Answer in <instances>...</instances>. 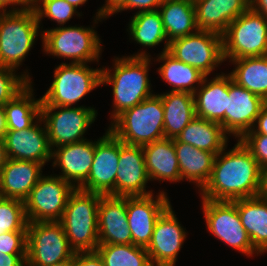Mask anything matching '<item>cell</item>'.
Listing matches in <instances>:
<instances>
[{
    "label": "cell",
    "instance_id": "1",
    "mask_svg": "<svg viewBox=\"0 0 267 266\" xmlns=\"http://www.w3.org/2000/svg\"><path fill=\"white\" fill-rule=\"evenodd\" d=\"M227 146L215 157L211 176L199 192L202 199L233 201L257 195L258 162L240 139L230 151L225 152Z\"/></svg>",
    "mask_w": 267,
    "mask_h": 266
},
{
    "label": "cell",
    "instance_id": "2",
    "mask_svg": "<svg viewBox=\"0 0 267 266\" xmlns=\"http://www.w3.org/2000/svg\"><path fill=\"white\" fill-rule=\"evenodd\" d=\"M146 53L144 50L127 57H115L114 68L102 67L101 85L111 84L113 88L114 110L110 113L111 119L154 95L148 77L151 55Z\"/></svg>",
    "mask_w": 267,
    "mask_h": 266
},
{
    "label": "cell",
    "instance_id": "3",
    "mask_svg": "<svg viewBox=\"0 0 267 266\" xmlns=\"http://www.w3.org/2000/svg\"><path fill=\"white\" fill-rule=\"evenodd\" d=\"M108 129L123 143L143 146L164 136V107L159 94L124 110Z\"/></svg>",
    "mask_w": 267,
    "mask_h": 266
},
{
    "label": "cell",
    "instance_id": "4",
    "mask_svg": "<svg viewBox=\"0 0 267 266\" xmlns=\"http://www.w3.org/2000/svg\"><path fill=\"white\" fill-rule=\"evenodd\" d=\"M102 194L76 188L67 200L59 221L75 252L96 251L98 237V207Z\"/></svg>",
    "mask_w": 267,
    "mask_h": 266
},
{
    "label": "cell",
    "instance_id": "5",
    "mask_svg": "<svg viewBox=\"0 0 267 266\" xmlns=\"http://www.w3.org/2000/svg\"><path fill=\"white\" fill-rule=\"evenodd\" d=\"M84 26H59L41 31L43 51L71 64L99 62L102 44L95 29Z\"/></svg>",
    "mask_w": 267,
    "mask_h": 266
},
{
    "label": "cell",
    "instance_id": "6",
    "mask_svg": "<svg viewBox=\"0 0 267 266\" xmlns=\"http://www.w3.org/2000/svg\"><path fill=\"white\" fill-rule=\"evenodd\" d=\"M40 26L34 9L0 12V65L18 70Z\"/></svg>",
    "mask_w": 267,
    "mask_h": 266
},
{
    "label": "cell",
    "instance_id": "7",
    "mask_svg": "<svg viewBox=\"0 0 267 266\" xmlns=\"http://www.w3.org/2000/svg\"><path fill=\"white\" fill-rule=\"evenodd\" d=\"M87 64L61 63L54 70V80L41 97V106L72 107L96 87L101 86L102 68Z\"/></svg>",
    "mask_w": 267,
    "mask_h": 266
},
{
    "label": "cell",
    "instance_id": "8",
    "mask_svg": "<svg viewBox=\"0 0 267 266\" xmlns=\"http://www.w3.org/2000/svg\"><path fill=\"white\" fill-rule=\"evenodd\" d=\"M222 38L225 61L267 55V18L249 7L228 25Z\"/></svg>",
    "mask_w": 267,
    "mask_h": 266
},
{
    "label": "cell",
    "instance_id": "9",
    "mask_svg": "<svg viewBox=\"0 0 267 266\" xmlns=\"http://www.w3.org/2000/svg\"><path fill=\"white\" fill-rule=\"evenodd\" d=\"M74 254L59 221L27 224L26 266H49L68 260Z\"/></svg>",
    "mask_w": 267,
    "mask_h": 266
},
{
    "label": "cell",
    "instance_id": "10",
    "mask_svg": "<svg viewBox=\"0 0 267 266\" xmlns=\"http://www.w3.org/2000/svg\"><path fill=\"white\" fill-rule=\"evenodd\" d=\"M97 114L93 107L41 106L51 149L86 140L83 135Z\"/></svg>",
    "mask_w": 267,
    "mask_h": 266
},
{
    "label": "cell",
    "instance_id": "11",
    "mask_svg": "<svg viewBox=\"0 0 267 266\" xmlns=\"http://www.w3.org/2000/svg\"><path fill=\"white\" fill-rule=\"evenodd\" d=\"M202 210L206 227L214 237L247 257L259 254L241 223L237 206L232 201L202 199Z\"/></svg>",
    "mask_w": 267,
    "mask_h": 266
},
{
    "label": "cell",
    "instance_id": "12",
    "mask_svg": "<svg viewBox=\"0 0 267 266\" xmlns=\"http://www.w3.org/2000/svg\"><path fill=\"white\" fill-rule=\"evenodd\" d=\"M76 188L59 176H42L24 200L28 223L60 221Z\"/></svg>",
    "mask_w": 267,
    "mask_h": 266
},
{
    "label": "cell",
    "instance_id": "13",
    "mask_svg": "<svg viewBox=\"0 0 267 266\" xmlns=\"http://www.w3.org/2000/svg\"><path fill=\"white\" fill-rule=\"evenodd\" d=\"M168 52L177 60L191 65L205 76L224 62L222 35L198 30L169 42Z\"/></svg>",
    "mask_w": 267,
    "mask_h": 266
},
{
    "label": "cell",
    "instance_id": "14",
    "mask_svg": "<svg viewBox=\"0 0 267 266\" xmlns=\"http://www.w3.org/2000/svg\"><path fill=\"white\" fill-rule=\"evenodd\" d=\"M120 139L109 129L95 143L92 167L87 179L78 187L86 192L116 196V173Z\"/></svg>",
    "mask_w": 267,
    "mask_h": 266
},
{
    "label": "cell",
    "instance_id": "15",
    "mask_svg": "<svg viewBox=\"0 0 267 266\" xmlns=\"http://www.w3.org/2000/svg\"><path fill=\"white\" fill-rule=\"evenodd\" d=\"M170 205L164 191H160L156 197L153 194L126 197L127 220L132 244L147 248L158 218Z\"/></svg>",
    "mask_w": 267,
    "mask_h": 266
},
{
    "label": "cell",
    "instance_id": "16",
    "mask_svg": "<svg viewBox=\"0 0 267 266\" xmlns=\"http://www.w3.org/2000/svg\"><path fill=\"white\" fill-rule=\"evenodd\" d=\"M186 235L170 205L158 218L146 248L152 266H175Z\"/></svg>",
    "mask_w": 267,
    "mask_h": 266
},
{
    "label": "cell",
    "instance_id": "17",
    "mask_svg": "<svg viewBox=\"0 0 267 266\" xmlns=\"http://www.w3.org/2000/svg\"><path fill=\"white\" fill-rule=\"evenodd\" d=\"M267 102L233 81L229 74V95L225 110V133L241 139L250 131Z\"/></svg>",
    "mask_w": 267,
    "mask_h": 266
},
{
    "label": "cell",
    "instance_id": "18",
    "mask_svg": "<svg viewBox=\"0 0 267 266\" xmlns=\"http://www.w3.org/2000/svg\"><path fill=\"white\" fill-rule=\"evenodd\" d=\"M3 139L9 159L34 161L43 165L52 159L47 129L41 117L29 128L7 130Z\"/></svg>",
    "mask_w": 267,
    "mask_h": 266
},
{
    "label": "cell",
    "instance_id": "19",
    "mask_svg": "<svg viewBox=\"0 0 267 266\" xmlns=\"http://www.w3.org/2000/svg\"><path fill=\"white\" fill-rule=\"evenodd\" d=\"M148 181L150 179L146 170L143 147L126 144L120 140L116 196L135 197L153 194L152 190H146Z\"/></svg>",
    "mask_w": 267,
    "mask_h": 266
},
{
    "label": "cell",
    "instance_id": "20",
    "mask_svg": "<svg viewBox=\"0 0 267 266\" xmlns=\"http://www.w3.org/2000/svg\"><path fill=\"white\" fill-rule=\"evenodd\" d=\"M97 141L83 140L80 142L63 145L52 150V166H58L62 179L78 188L88 177L95 152Z\"/></svg>",
    "mask_w": 267,
    "mask_h": 266
},
{
    "label": "cell",
    "instance_id": "21",
    "mask_svg": "<svg viewBox=\"0 0 267 266\" xmlns=\"http://www.w3.org/2000/svg\"><path fill=\"white\" fill-rule=\"evenodd\" d=\"M99 244H132L126 197L102 195L98 207Z\"/></svg>",
    "mask_w": 267,
    "mask_h": 266
},
{
    "label": "cell",
    "instance_id": "22",
    "mask_svg": "<svg viewBox=\"0 0 267 266\" xmlns=\"http://www.w3.org/2000/svg\"><path fill=\"white\" fill-rule=\"evenodd\" d=\"M249 7L250 0H196L197 27L223 35L228 25Z\"/></svg>",
    "mask_w": 267,
    "mask_h": 266
},
{
    "label": "cell",
    "instance_id": "23",
    "mask_svg": "<svg viewBox=\"0 0 267 266\" xmlns=\"http://www.w3.org/2000/svg\"><path fill=\"white\" fill-rule=\"evenodd\" d=\"M207 79L208 77L205 76L194 93L196 117L220 123L225 132L229 74L219 73L210 81Z\"/></svg>",
    "mask_w": 267,
    "mask_h": 266
},
{
    "label": "cell",
    "instance_id": "24",
    "mask_svg": "<svg viewBox=\"0 0 267 266\" xmlns=\"http://www.w3.org/2000/svg\"><path fill=\"white\" fill-rule=\"evenodd\" d=\"M43 164L34 161L7 159L0 172V193L4 198L24 201L43 176Z\"/></svg>",
    "mask_w": 267,
    "mask_h": 266
},
{
    "label": "cell",
    "instance_id": "25",
    "mask_svg": "<svg viewBox=\"0 0 267 266\" xmlns=\"http://www.w3.org/2000/svg\"><path fill=\"white\" fill-rule=\"evenodd\" d=\"M142 147L150 181L165 182L167 180L171 183L181 181L173 139L163 138Z\"/></svg>",
    "mask_w": 267,
    "mask_h": 266
},
{
    "label": "cell",
    "instance_id": "26",
    "mask_svg": "<svg viewBox=\"0 0 267 266\" xmlns=\"http://www.w3.org/2000/svg\"><path fill=\"white\" fill-rule=\"evenodd\" d=\"M176 149L181 181L195 183L201 190L208 182L213 169L215 153L198 149L190 144L173 139Z\"/></svg>",
    "mask_w": 267,
    "mask_h": 266
},
{
    "label": "cell",
    "instance_id": "27",
    "mask_svg": "<svg viewBox=\"0 0 267 266\" xmlns=\"http://www.w3.org/2000/svg\"><path fill=\"white\" fill-rule=\"evenodd\" d=\"M232 202L237 206L241 223L253 247L260 254L267 253V200L255 196Z\"/></svg>",
    "mask_w": 267,
    "mask_h": 266
},
{
    "label": "cell",
    "instance_id": "28",
    "mask_svg": "<svg viewBox=\"0 0 267 266\" xmlns=\"http://www.w3.org/2000/svg\"><path fill=\"white\" fill-rule=\"evenodd\" d=\"M159 95L164 107V136L176 139L196 117L194 94L169 91Z\"/></svg>",
    "mask_w": 267,
    "mask_h": 266
},
{
    "label": "cell",
    "instance_id": "29",
    "mask_svg": "<svg viewBox=\"0 0 267 266\" xmlns=\"http://www.w3.org/2000/svg\"><path fill=\"white\" fill-rule=\"evenodd\" d=\"M168 42L197 32L194 2L165 0L158 8Z\"/></svg>",
    "mask_w": 267,
    "mask_h": 266
},
{
    "label": "cell",
    "instance_id": "30",
    "mask_svg": "<svg viewBox=\"0 0 267 266\" xmlns=\"http://www.w3.org/2000/svg\"><path fill=\"white\" fill-rule=\"evenodd\" d=\"M176 140L217 155L227 145L228 136L220 123L195 117Z\"/></svg>",
    "mask_w": 267,
    "mask_h": 266
},
{
    "label": "cell",
    "instance_id": "31",
    "mask_svg": "<svg viewBox=\"0 0 267 266\" xmlns=\"http://www.w3.org/2000/svg\"><path fill=\"white\" fill-rule=\"evenodd\" d=\"M157 57L156 61H163L157 72L163 81L172 86L170 91L194 94L202 84L205 75L195 67L177 60L168 51L159 53Z\"/></svg>",
    "mask_w": 267,
    "mask_h": 266
},
{
    "label": "cell",
    "instance_id": "32",
    "mask_svg": "<svg viewBox=\"0 0 267 266\" xmlns=\"http://www.w3.org/2000/svg\"><path fill=\"white\" fill-rule=\"evenodd\" d=\"M229 62L235 65L229 73L233 81L267 102V55Z\"/></svg>",
    "mask_w": 267,
    "mask_h": 266
},
{
    "label": "cell",
    "instance_id": "33",
    "mask_svg": "<svg viewBox=\"0 0 267 266\" xmlns=\"http://www.w3.org/2000/svg\"><path fill=\"white\" fill-rule=\"evenodd\" d=\"M31 84L3 106L7 130L29 128L41 117V97L35 99Z\"/></svg>",
    "mask_w": 267,
    "mask_h": 266
},
{
    "label": "cell",
    "instance_id": "34",
    "mask_svg": "<svg viewBox=\"0 0 267 266\" xmlns=\"http://www.w3.org/2000/svg\"><path fill=\"white\" fill-rule=\"evenodd\" d=\"M127 31L130 39L143 47L151 48L165 41L162 52L168 51L169 42L158 10L136 12L131 17Z\"/></svg>",
    "mask_w": 267,
    "mask_h": 266
},
{
    "label": "cell",
    "instance_id": "35",
    "mask_svg": "<svg viewBox=\"0 0 267 266\" xmlns=\"http://www.w3.org/2000/svg\"><path fill=\"white\" fill-rule=\"evenodd\" d=\"M104 266H152L146 248L134 244H99Z\"/></svg>",
    "mask_w": 267,
    "mask_h": 266
},
{
    "label": "cell",
    "instance_id": "36",
    "mask_svg": "<svg viewBox=\"0 0 267 266\" xmlns=\"http://www.w3.org/2000/svg\"><path fill=\"white\" fill-rule=\"evenodd\" d=\"M24 201L13 198L0 200V235L6 232H27Z\"/></svg>",
    "mask_w": 267,
    "mask_h": 266
},
{
    "label": "cell",
    "instance_id": "37",
    "mask_svg": "<svg viewBox=\"0 0 267 266\" xmlns=\"http://www.w3.org/2000/svg\"><path fill=\"white\" fill-rule=\"evenodd\" d=\"M76 9L65 0H36L34 6L39 25L44 17H48L57 22L58 26H64L74 15L81 16Z\"/></svg>",
    "mask_w": 267,
    "mask_h": 266
},
{
    "label": "cell",
    "instance_id": "38",
    "mask_svg": "<svg viewBox=\"0 0 267 266\" xmlns=\"http://www.w3.org/2000/svg\"><path fill=\"white\" fill-rule=\"evenodd\" d=\"M31 80L27 70L17 75L16 70L0 65V106L14 99L32 83Z\"/></svg>",
    "mask_w": 267,
    "mask_h": 266
},
{
    "label": "cell",
    "instance_id": "39",
    "mask_svg": "<svg viewBox=\"0 0 267 266\" xmlns=\"http://www.w3.org/2000/svg\"><path fill=\"white\" fill-rule=\"evenodd\" d=\"M240 140L251 151L260 167L267 164V135L246 133Z\"/></svg>",
    "mask_w": 267,
    "mask_h": 266
},
{
    "label": "cell",
    "instance_id": "40",
    "mask_svg": "<svg viewBox=\"0 0 267 266\" xmlns=\"http://www.w3.org/2000/svg\"><path fill=\"white\" fill-rule=\"evenodd\" d=\"M0 251L27 254V232H6L0 235Z\"/></svg>",
    "mask_w": 267,
    "mask_h": 266
},
{
    "label": "cell",
    "instance_id": "41",
    "mask_svg": "<svg viewBox=\"0 0 267 266\" xmlns=\"http://www.w3.org/2000/svg\"><path fill=\"white\" fill-rule=\"evenodd\" d=\"M165 0H126V3L117 11H125V10H139L137 12L142 11H154L158 10L159 6L164 2Z\"/></svg>",
    "mask_w": 267,
    "mask_h": 266
},
{
    "label": "cell",
    "instance_id": "42",
    "mask_svg": "<svg viewBox=\"0 0 267 266\" xmlns=\"http://www.w3.org/2000/svg\"><path fill=\"white\" fill-rule=\"evenodd\" d=\"M74 266H104L97 251L75 252Z\"/></svg>",
    "mask_w": 267,
    "mask_h": 266
},
{
    "label": "cell",
    "instance_id": "43",
    "mask_svg": "<svg viewBox=\"0 0 267 266\" xmlns=\"http://www.w3.org/2000/svg\"><path fill=\"white\" fill-rule=\"evenodd\" d=\"M126 3V0H105V4L98 9L96 18L94 17V23L98 24V21L108 18L117 13V11Z\"/></svg>",
    "mask_w": 267,
    "mask_h": 266
},
{
    "label": "cell",
    "instance_id": "44",
    "mask_svg": "<svg viewBox=\"0 0 267 266\" xmlns=\"http://www.w3.org/2000/svg\"><path fill=\"white\" fill-rule=\"evenodd\" d=\"M36 0H0V12H7V7H11V10L9 11H25V10H31L34 9ZM16 6H20L16 8ZM13 8V9H12Z\"/></svg>",
    "mask_w": 267,
    "mask_h": 266
},
{
    "label": "cell",
    "instance_id": "45",
    "mask_svg": "<svg viewBox=\"0 0 267 266\" xmlns=\"http://www.w3.org/2000/svg\"><path fill=\"white\" fill-rule=\"evenodd\" d=\"M27 254H7L0 251V266H26Z\"/></svg>",
    "mask_w": 267,
    "mask_h": 266
},
{
    "label": "cell",
    "instance_id": "46",
    "mask_svg": "<svg viewBox=\"0 0 267 266\" xmlns=\"http://www.w3.org/2000/svg\"><path fill=\"white\" fill-rule=\"evenodd\" d=\"M247 133H258L267 135V103L260 110L253 128Z\"/></svg>",
    "mask_w": 267,
    "mask_h": 266
},
{
    "label": "cell",
    "instance_id": "47",
    "mask_svg": "<svg viewBox=\"0 0 267 266\" xmlns=\"http://www.w3.org/2000/svg\"><path fill=\"white\" fill-rule=\"evenodd\" d=\"M257 197L267 200V164L260 167Z\"/></svg>",
    "mask_w": 267,
    "mask_h": 266
},
{
    "label": "cell",
    "instance_id": "48",
    "mask_svg": "<svg viewBox=\"0 0 267 266\" xmlns=\"http://www.w3.org/2000/svg\"><path fill=\"white\" fill-rule=\"evenodd\" d=\"M250 7L267 18V0H250Z\"/></svg>",
    "mask_w": 267,
    "mask_h": 266
},
{
    "label": "cell",
    "instance_id": "49",
    "mask_svg": "<svg viewBox=\"0 0 267 266\" xmlns=\"http://www.w3.org/2000/svg\"><path fill=\"white\" fill-rule=\"evenodd\" d=\"M7 131L4 107L0 106V139H3Z\"/></svg>",
    "mask_w": 267,
    "mask_h": 266
},
{
    "label": "cell",
    "instance_id": "50",
    "mask_svg": "<svg viewBox=\"0 0 267 266\" xmlns=\"http://www.w3.org/2000/svg\"><path fill=\"white\" fill-rule=\"evenodd\" d=\"M7 159H8V157L6 154L4 139H0V172H1L2 168L4 167Z\"/></svg>",
    "mask_w": 267,
    "mask_h": 266
},
{
    "label": "cell",
    "instance_id": "51",
    "mask_svg": "<svg viewBox=\"0 0 267 266\" xmlns=\"http://www.w3.org/2000/svg\"><path fill=\"white\" fill-rule=\"evenodd\" d=\"M49 266H74V256L68 260H64Z\"/></svg>",
    "mask_w": 267,
    "mask_h": 266
},
{
    "label": "cell",
    "instance_id": "52",
    "mask_svg": "<svg viewBox=\"0 0 267 266\" xmlns=\"http://www.w3.org/2000/svg\"><path fill=\"white\" fill-rule=\"evenodd\" d=\"M75 8H78V6H82L85 4L88 0H65Z\"/></svg>",
    "mask_w": 267,
    "mask_h": 266
}]
</instances>
